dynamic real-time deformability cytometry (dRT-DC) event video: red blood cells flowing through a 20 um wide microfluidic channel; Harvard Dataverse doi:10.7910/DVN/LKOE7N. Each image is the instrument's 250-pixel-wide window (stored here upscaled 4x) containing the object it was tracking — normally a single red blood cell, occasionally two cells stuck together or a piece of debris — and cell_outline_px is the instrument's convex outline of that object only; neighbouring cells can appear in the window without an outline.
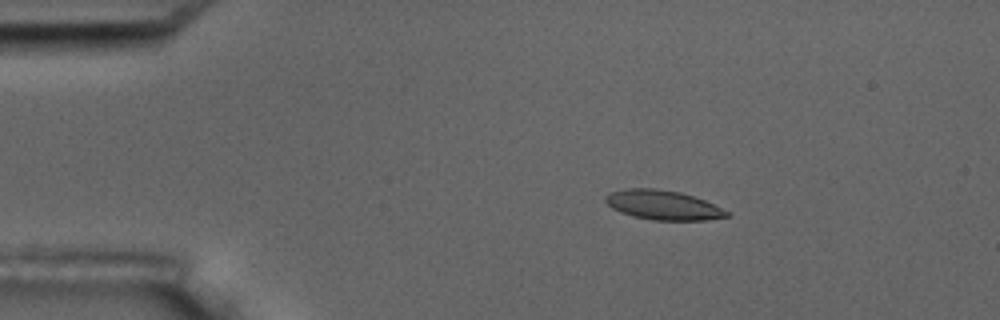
{"species": "common noctule bat (a hibernating species)", "species_latin": "Nyctalus noctula", "temperature_condition": "room temperature", "stored_images_in_passage": 5, "segment_of_instrument_passage": [1, 2], "camera_frame_rate_fps": 3000, "um_per_image_px": 0.085, "animal": {"sex": "male", "body_mass_g": 17.5, "forearm_length_mm": 52.3}, "frame": {"image": 1, "passage_image": 2, "time_ms": 2.0, "image_size_px": [1000, 320], "cell_outline_px": [[728, 216], [708, 220], [652, 220], [632, 216], [620, 212], [612, 208], [604, 200], [604, 196], [612, 192], [628, 188], [652, 188], [680, 192], [704, 200], [728, 212]], "centroid_in_image_um": [56.31, 17.43], "position_along_channel_um": 28.7, "area_um2": 20.58}}